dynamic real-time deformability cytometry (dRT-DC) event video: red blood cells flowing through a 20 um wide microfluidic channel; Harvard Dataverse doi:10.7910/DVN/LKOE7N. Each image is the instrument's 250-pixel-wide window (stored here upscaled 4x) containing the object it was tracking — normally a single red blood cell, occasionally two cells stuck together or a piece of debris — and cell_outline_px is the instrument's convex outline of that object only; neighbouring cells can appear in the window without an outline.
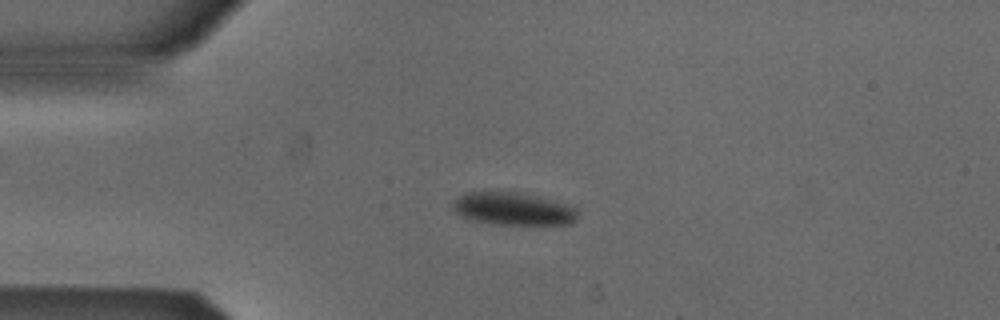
{"species": "Egyptian fruit bat (a non-hibernating species)", "species_latin": "Rousettus aegyptiacus", "temperature_condition": "cold", "stored_images_in_passage": 46, "camera_frame_rate_fps": 3000, "um_per_image_px": 0.085, "animal": {"sex": "male"}, "frame": {"image": 1, "passage_image": 6, "time_ms": 1.667, "image_size_px": [1000, 320], "cell_outline_px": [[576, 220], [568, 224], [488, 224], [468, 220], [460, 216], [452, 208], [452, 200], [468, 192], [516, 192], [564, 204], [576, 208]], "centroid_in_image_um": [43.51, 17.77], "position_along_channel_um": 41.5, "area_um2": 23.47}}
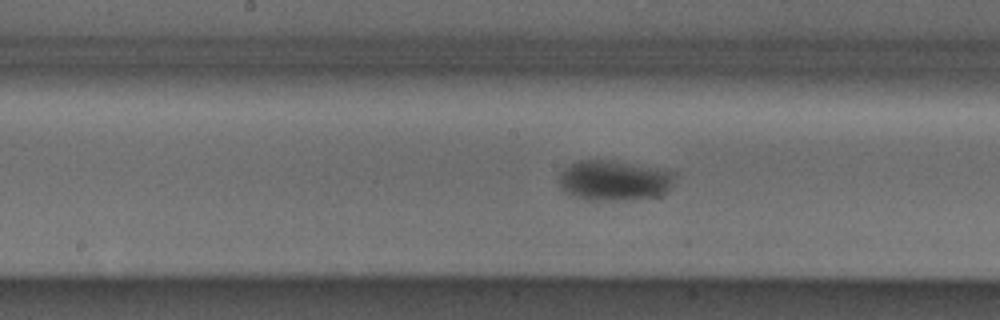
{"frame": {"image": 2, "passage_image": 20, "time_ms": 6.333, "image_size_px": [1000, 320], "cell_outline_px": [[676, 172], [672, 188], [668, 192], [652, 196], [632, 200], [584, 200], [572, 196], [564, 192], [560, 188], [560, 172], [568, 164], [580, 160], [612, 160]], "centroid_in_image_um": [52.18, 15.35], "position_along_channel_um": 196.0, "area_um2": 27.46}}
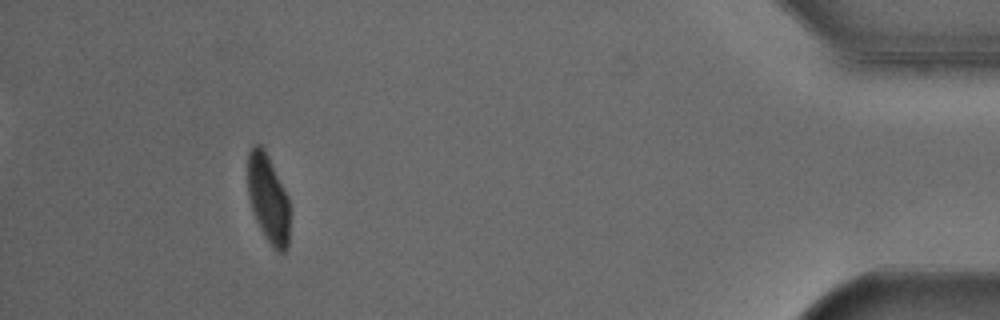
{"frame": {"image": 3, "passage_image": 42, "time_ms": 13.667, "image_size_px": [1000, 320], "cell_outline_px": [[288, 248], [284, 252], [280, 252], [272, 248], [260, 228], [256, 220], [248, 196], [248, 152], [256, 144], [260, 144], [264, 148], [288, 196]], "centroid_in_image_um": [22.78, 16.89], "position_along_channel_um": 412.4, "area_um2": 21.33}, "authors_computed_cell_mechanics": {"area_um2": 24.9118, "velocity_mm_per_s": 3.8452, "shape_relaxation_time_tau1_ms": 7.7791, "shape_relaxation_time_tau2_ms": null, "deformation_change_tau1": 0.1337, "deformation_change_tau2": null}}